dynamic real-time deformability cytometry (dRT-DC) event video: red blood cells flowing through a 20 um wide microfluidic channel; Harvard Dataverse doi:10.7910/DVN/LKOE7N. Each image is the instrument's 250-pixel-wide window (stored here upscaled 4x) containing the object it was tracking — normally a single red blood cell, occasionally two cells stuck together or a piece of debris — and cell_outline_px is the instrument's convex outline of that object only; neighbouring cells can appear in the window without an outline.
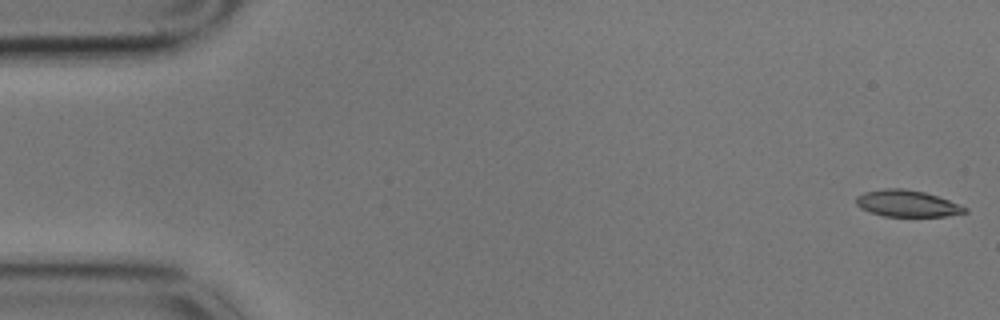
{"species": "common noctule bat (a hibernating species)", "species_latin": "Nyctalus noctula", "temperature_condition": "cold", "stored_images_in_passage": 13, "camera_frame_rate_fps": 3000, "um_per_image_px": 0.085, "animal": {"sex": "male", "body_mass_g": 17.9}, "frame": {"image": 1, "passage_image": 1, "time_ms": 0.0, "image_size_px": [1000, 320], "cell_outline_px": [[968, 212], [944, 216], [884, 216], [860, 208], [856, 204], [856, 196], [864, 192], [884, 188], [904, 188], [924, 192], [948, 200], [968, 208]], "centroid_in_image_um": [77.08, 17.29], "position_along_channel_um": 7.9, "area_um2": 16.7}}